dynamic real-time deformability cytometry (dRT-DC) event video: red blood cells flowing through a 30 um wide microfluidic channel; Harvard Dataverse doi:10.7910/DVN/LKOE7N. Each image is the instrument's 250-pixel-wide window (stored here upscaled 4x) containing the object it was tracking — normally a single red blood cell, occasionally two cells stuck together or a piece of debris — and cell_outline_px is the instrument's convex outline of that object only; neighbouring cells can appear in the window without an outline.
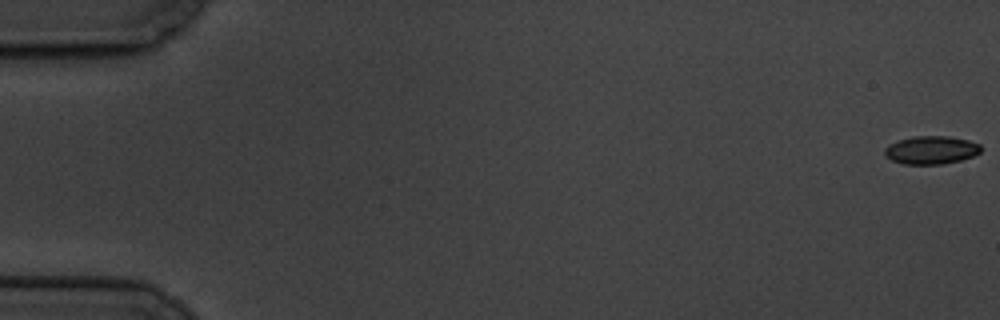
{"species": "common noctule bat (a hibernating species)", "species_latin": "Nyctalus noctula", "temperature_condition": "cold", "stored_images_in_passage": 6, "camera_frame_rate_fps": 3000, "um_per_image_px": 0.085, "animal": {"sex": "male", "body_mass_g": 19.5, "forearm_length_mm": 54.6}, "frame": {"image": 1, "passage_image": 1, "time_ms": 0.0, "image_size_px": [1000, 320], "cell_outline_px": [[980, 152], [972, 156], [960, 160], [944, 164], [904, 164], [892, 160], [884, 156], [884, 148], [888, 144], [896, 140], [912, 136], [948, 136], [968, 140], [980, 144]], "centroid_in_image_um": [79.09, 12.74], "position_along_channel_um": 5.9, "area_um2": 15.9}}
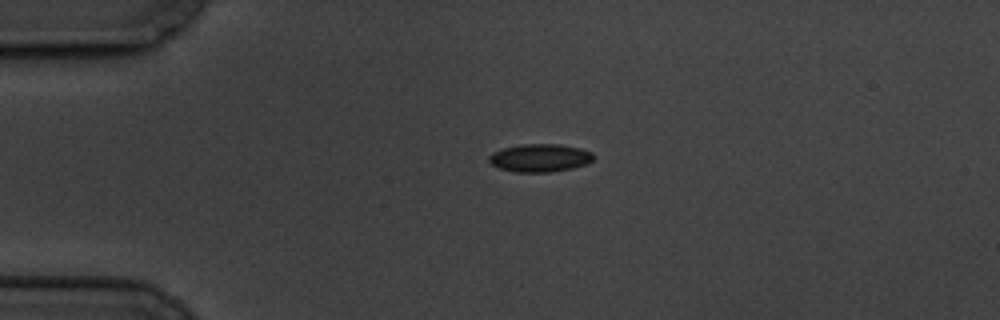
{"frame": {"image": 2, "passage_image": 5, "time_ms": 4.667, "image_size_px": [1000, 320], "cell_outline_px": [[596, 156], [592, 160], [584, 164], [572, 168], [552, 172], [516, 172], [500, 168], [492, 164], [488, 160], [488, 156], [492, 152], [504, 148], [520, 144], [560, 144], [580, 148], [592, 152]], "centroid_in_image_um": [45.89, 13.41], "position_along_channel_um": 39.1, "area_um2": 17.05}}